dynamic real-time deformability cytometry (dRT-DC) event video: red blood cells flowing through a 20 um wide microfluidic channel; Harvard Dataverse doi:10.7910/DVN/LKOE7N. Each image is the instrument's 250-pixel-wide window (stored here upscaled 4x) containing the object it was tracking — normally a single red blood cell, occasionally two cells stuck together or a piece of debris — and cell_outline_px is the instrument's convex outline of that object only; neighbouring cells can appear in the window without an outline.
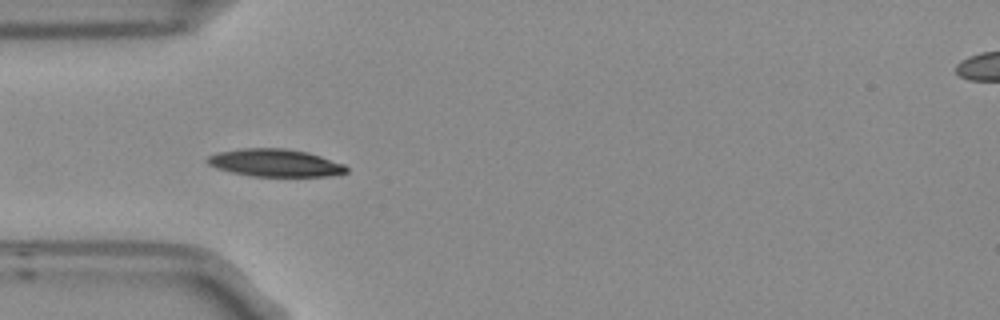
{"species": "Egyptian fruit bat (a non-hibernating species)", "species_latin": "Rousettus aegyptiacus", "temperature_condition": "room temperature", "stored_images_in_passage": 11, "camera_frame_rate_fps": 3000, "um_per_image_px": 0.085, "frame": {"image": 1, "passage_image": 5, "time_ms": 1.333, "image_size_px": [1000, 320], "cell_outline_px": [[348, 172], [328, 176], [252, 176], [232, 172], [216, 168], [208, 164], [204, 160], [208, 156], [216, 152], [240, 148], [284, 148], [308, 152], [344, 164], [348, 168]], "centroid_in_image_um": [23.35, 13.83], "position_along_channel_um": 61.7, "area_um2": 22.43}}
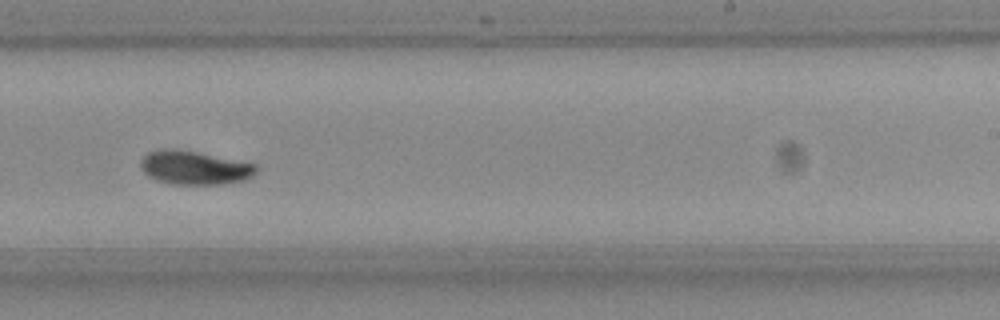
{"frame": {"image": 2, "passage_image": 10, "time_ms": 3.0, "image_size_px": [1000, 320], "cell_outline_px": [[260, 168], [252, 176], [244, 180], [224, 184], [172, 184], [148, 176], [144, 172], [140, 164], [140, 160], [148, 152], [164, 148], [172, 148], [196, 152], [256, 164]], "centroid_in_image_um": [16.54, 14.25], "position_along_channel_um": 272.5, "area_um2": 22.54}}